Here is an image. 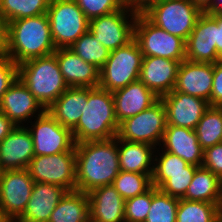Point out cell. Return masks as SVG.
Instances as JSON below:
<instances>
[{"mask_svg": "<svg viewBox=\"0 0 222 222\" xmlns=\"http://www.w3.org/2000/svg\"><path fill=\"white\" fill-rule=\"evenodd\" d=\"M76 191L112 185L119 174L118 137L75 144Z\"/></svg>", "mask_w": 222, "mask_h": 222, "instance_id": "cell-1", "label": "cell"}, {"mask_svg": "<svg viewBox=\"0 0 222 222\" xmlns=\"http://www.w3.org/2000/svg\"><path fill=\"white\" fill-rule=\"evenodd\" d=\"M55 50L47 14L8 22L7 57L17 65Z\"/></svg>", "mask_w": 222, "mask_h": 222, "instance_id": "cell-2", "label": "cell"}, {"mask_svg": "<svg viewBox=\"0 0 222 222\" xmlns=\"http://www.w3.org/2000/svg\"><path fill=\"white\" fill-rule=\"evenodd\" d=\"M118 128L112 92L100 87L88 88L87 103H84L80 120L72 130L75 144L114 138Z\"/></svg>", "mask_w": 222, "mask_h": 222, "instance_id": "cell-3", "label": "cell"}, {"mask_svg": "<svg viewBox=\"0 0 222 222\" xmlns=\"http://www.w3.org/2000/svg\"><path fill=\"white\" fill-rule=\"evenodd\" d=\"M18 78L46 110L68 88L54 53L19 64Z\"/></svg>", "mask_w": 222, "mask_h": 222, "instance_id": "cell-4", "label": "cell"}, {"mask_svg": "<svg viewBox=\"0 0 222 222\" xmlns=\"http://www.w3.org/2000/svg\"><path fill=\"white\" fill-rule=\"evenodd\" d=\"M141 12L153 24L185 42L203 13L191 0H156Z\"/></svg>", "mask_w": 222, "mask_h": 222, "instance_id": "cell-5", "label": "cell"}, {"mask_svg": "<svg viewBox=\"0 0 222 222\" xmlns=\"http://www.w3.org/2000/svg\"><path fill=\"white\" fill-rule=\"evenodd\" d=\"M143 54L135 39L125 46L110 51L99 73V87L109 92L139 80Z\"/></svg>", "mask_w": 222, "mask_h": 222, "instance_id": "cell-6", "label": "cell"}, {"mask_svg": "<svg viewBox=\"0 0 222 222\" xmlns=\"http://www.w3.org/2000/svg\"><path fill=\"white\" fill-rule=\"evenodd\" d=\"M46 14L56 49L69 48L89 30V20L75 0H50Z\"/></svg>", "mask_w": 222, "mask_h": 222, "instance_id": "cell-7", "label": "cell"}, {"mask_svg": "<svg viewBox=\"0 0 222 222\" xmlns=\"http://www.w3.org/2000/svg\"><path fill=\"white\" fill-rule=\"evenodd\" d=\"M134 39L143 57H163L182 62L186 59V42L153 24L142 12H138Z\"/></svg>", "mask_w": 222, "mask_h": 222, "instance_id": "cell-8", "label": "cell"}, {"mask_svg": "<svg viewBox=\"0 0 222 222\" xmlns=\"http://www.w3.org/2000/svg\"><path fill=\"white\" fill-rule=\"evenodd\" d=\"M167 127L166 109L161 99L141 113L119 123L117 137L159 147Z\"/></svg>", "mask_w": 222, "mask_h": 222, "instance_id": "cell-9", "label": "cell"}, {"mask_svg": "<svg viewBox=\"0 0 222 222\" xmlns=\"http://www.w3.org/2000/svg\"><path fill=\"white\" fill-rule=\"evenodd\" d=\"M27 170L34 182L55 184L76 191V152L34 156Z\"/></svg>", "mask_w": 222, "mask_h": 222, "instance_id": "cell-10", "label": "cell"}, {"mask_svg": "<svg viewBox=\"0 0 222 222\" xmlns=\"http://www.w3.org/2000/svg\"><path fill=\"white\" fill-rule=\"evenodd\" d=\"M138 11L124 6L111 14L89 21V32L109 51L125 46L134 39Z\"/></svg>", "mask_w": 222, "mask_h": 222, "instance_id": "cell-11", "label": "cell"}, {"mask_svg": "<svg viewBox=\"0 0 222 222\" xmlns=\"http://www.w3.org/2000/svg\"><path fill=\"white\" fill-rule=\"evenodd\" d=\"M33 120L26 127L33 139L35 156L75 151L72 131L59 124L48 111Z\"/></svg>", "mask_w": 222, "mask_h": 222, "instance_id": "cell-12", "label": "cell"}, {"mask_svg": "<svg viewBox=\"0 0 222 222\" xmlns=\"http://www.w3.org/2000/svg\"><path fill=\"white\" fill-rule=\"evenodd\" d=\"M34 183L27 169L6 170L0 175V207L13 222L23 214Z\"/></svg>", "mask_w": 222, "mask_h": 222, "instance_id": "cell-13", "label": "cell"}, {"mask_svg": "<svg viewBox=\"0 0 222 222\" xmlns=\"http://www.w3.org/2000/svg\"><path fill=\"white\" fill-rule=\"evenodd\" d=\"M46 111L18 78L2 96L0 112L16 126H25Z\"/></svg>", "mask_w": 222, "mask_h": 222, "instance_id": "cell-14", "label": "cell"}, {"mask_svg": "<svg viewBox=\"0 0 222 222\" xmlns=\"http://www.w3.org/2000/svg\"><path fill=\"white\" fill-rule=\"evenodd\" d=\"M165 109L167 125L195 130L204 112L210 107L209 101L183 92H170L160 97Z\"/></svg>", "mask_w": 222, "mask_h": 222, "instance_id": "cell-15", "label": "cell"}, {"mask_svg": "<svg viewBox=\"0 0 222 222\" xmlns=\"http://www.w3.org/2000/svg\"><path fill=\"white\" fill-rule=\"evenodd\" d=\"M217 20L203 12L186 40V59L192 62L212 63L220 60L216 49Z\"/></svg>", "mask_w": 222, "mask_h": 222, "instance_id": "cell-16", "label": "cell"}, {"mask_svg": "<svg viewBox=\"0 0 222 222\" xmlns=\"http://www.w3.org/2000/svg\"><path fill=\"white\" fill-rule=\"evenodd\" d=\"M214 64L192 62L187 59L180 63L176 84L172 92H183L209 101L213 84Z\"/></svg>", "mask_w": 222, "mask_h": 222, "instance_id": "cell-17", "label": "cell"}, {"mask_svg": "<svg viewBox=\"0 0 222 222\" xmlns=\"http://www.w3.org/2000/svg\"><path fill=\"white\" fill-rule=\"evenodd\" d=\"M34 156L33 139L25 125L16 126L0 142V166L3 171L27 169Z\"/></svg>", "mask_w": 222, "mask_h": 222, "instance_id": "cell-18", "label": "cell"}, {"mask_svg": "<svg viewBox=\"0 0 222 222\" xmlns=\"http://www.w3.org/2000/svg\"><path fill=\"white\" fill-rule=\"evenodd\" d=\"M180 63L163 57H143L139 80L160 98L174 90Z\"/></svg>", "mask_w": 222, "mask_h": 222, "instance_id": "cell-19", "label": "cell"}, {"mask_svg": "<svg viewBox=\"0 0 222 222\" xmlns=\"http://www.w3.org/2000/svg\"><path fill=\"white\" fill-rule=\"evenodd\" d=\"M67 192L59 185L35 182L25 210L15 222H48Z\"/></svg>", "mask_w": 222, "mask_h": 222, "instance_id": "cell-20", "label": "cell"}, {"mask_svg": "<svg viewBox=\"0 0 222 222\" xmlns=\"http://www.w3.org/2000/svg\"><path fill=\"white\" fill-rule=\"evenodd\" d=\"M159 148L179 156L189 164L202 166L204 150L195 130L167 125Z\"/></svg>", "mask_w": 222, "mask_h": 222, "instance_id": "cell-21", "label": "cell"}, {"mask_svg": "<svg viewBox=\"0 0 222 222\" xmlns=\"http://www.w3.org/2000/svg\"><path fill=\"white\" fill-rule=\"evenodd\" d=\"M54 54L68 87H99L100 70L82 60L69 48L56 49Z\"/></svg>", "mask_w": 222, "mask_h": 222, "instance_id": "cell-22", "label": "cell"}, {"mask_svg": "<svg viewBox=\"0 0 222 222\" xmlns=\"http://www.w3.org/2000/svg\"><path fill=\"white\" fill-rule=\"evenodd\" d=\"M118 123L151 107L160 98L140 80L112 92Z\"/></svg>", "mask_w": 222, "mask_h": 222, "instance_id": "cell-23", "label": "cell"}, {"mask_svg": "<svg viewBox=\"0 0 222 222\" xmlns=\"http://www.w3.org/2000/svg\"><path fill=\"white\" fill-rule=\"evenodd\" d=\"M89 221L125 222V200L113 185L94 188L89 193Z\"/></svg>", "mask_w": 222, "mask_h": 222, "instance_id": "cell-24", "label": "cell"}, {"mask_svg": "<svg viewBox=\"0 0 222 222\" xmlns=\"http://www.w3.org/2000/svg\"><path fill=\"white\" fill-rule=\"evenodd\" d=\"M87 99L88 88L68 87L46 111L59 124L72 131L80 120Z\"/></svg>", "mask_w": 222, "mask_h": 222, "instance_id": "cell-25", "label": "cell"}, {"mask_svg": "<svg viewBox=\"0 0 222 222\" xmlns=\"http://www.w3.org/2000/svg\"><path fill=\"white\" fill-rule=\"evenodd\" d=\"M156 147L142 142H131L118 138L120 170L148 174L152 177Z\"/></svg>", "mask_w": 222, "mask_h": 222, "instance_id": "cell-26", "label": "cell"}, {"mask_svg": "<svg viewBox=\"0 0 222 222\" xmlns=\"http://www.w3.org/2000/svg\"><path fill=\"white\" fill-rule=\"evenodd\" d=\"M183 199L215 203L222 208V180L211 170L198 167Z\"/></svg>", "mask_w": 222, "mask_h": 222, "instance_id": "cell-27", "label": "cell"}, {"mask_svg": "<svg viewBox=\"0 0 222 222\" xmlns=\"http://www.w3.org/2000/svg\"><path fill=\"white\" fill-rule=\"evenodd\" d=\"M89 197L79 191L67 192L51 213L48 222H88Z\"/></svg>", "mask_w": 222, "mask_h": 222, "instance_id": "cell-28", "label": "cell"}, {"mask_svg": "<svg viewBox=\"0 0 222 222\" xmlns=\"http://www.w3.org/2000/svg\"><path fill=\"white\" fill-rule=\"evenodd\" d=\"M197 168L196 165L188 164L185 171L153 172L152 186L172 197L181 199L185 196Z\"/></svg>", "mask_w": 222, "mask_h": 222, "instance_id": "cell-29", "label": "cell"}, {"mask_svg": "<svg viewBox=\"0 0 222 222\" xmlns=\"http://www.w3.org/2000/svg\"><path fill=\"white\" fill-rule=\"evenodd\" d=\"M203 150L222 143V107L210 106L195 128Z\"/></svg>", "mask_w": 222, "mask_h": 222, "instance_id": "cell-30", "label": "cell"}, {"mask_svg": "<svg viewBox=\"0 0 222 222\" xmlns=\"http://www.w3.org/2000/svg\"><path fill=\"white\" fill-rule=\"evenodd\" d=\"M222 213V208L202 201L179 199L176 222H212Z\"/></svg>", "mask_w": 222, "mask_h": 222, "instance_id": "cell-31", "label": "cell"}, {"mask_svg": "<svg viewBox=\"0 0 222 222\" xmlns=\"http://www.w3.org/2000/svg\"><path fill=\"white\" fill-rule=\"evenodd\" d=\"M50 0H0V16L8 23L46 14Z\"/></svg>", "mask_w": 222, "mask_h": 222, "instance_id": "cell-32", "label": "cell"}, {"mask_svg": "<svg viewBox=\"0 0 222 222\" xmlns=\"http://www.w3.org/2000/svg\"><path fill=\"white\" fill-rule=\"evenodd\" d=\"M69 49L99 70L106 63L110 54V51L100 41H97L89 31L76 40Z\"/></svg>", "mask_w": 222, "mask_h": 222, "instance_id": "cell-33", "label": "cell"}, {"mask_svg": "<svg viewBox=\"0 0 222 222\" xmlns=\"http://www.w3.org/2000/svg\"><path fill=\"white\" fill-rule=\"evenodd\" d=\"M179 199L152 186V203L145 222H176Z\"/></svg>", "mask_w": 222, "mask_h": 222, "instance_id": "cell-34", "label": "cell"}, {"mask_svg": "<svg viewBox=\"0 0 222 222\" xmlns=\"http://www.w3.org/2000/svg\"><path fill=\"white\" fill-rule=\"evenodd\" d=\"M112 185L127 200L148 191L152 187V177L143 173L120 171Z\"/></svg>", "mask_w": 222, "mask_h": 222, "instance_id": "cell-35", "label": "cell"}, {"mask_svg": "<svg viewBox=\"0 0 222 222\" xmlns=\"http://www.w3.org/2000/svg\"><path fill=\"white\" fill-rule=\"evenodd\" d=\"M152 203V187L141 195L125 200V222H145Z\"/></svg>", "mask_w": 222, "mask_h": 222, "instance_id": "cell-36", "label": "cell"}, {"mask_svg": "<svg viewBox=\"0 0 222 222\" xmlns=\"http://www.w3.org/2000/svg\"><path fill=\"white\" fill-rule=\"evenodd\" d=\"M86 18L91 19L116 12L125 6L123 0H75Z\"/></svg>", "mask_w": 222, "mask_h": 222, "instance_id": "cell-37", "label": "cell"}, {"mask_svg": "<svg viewBox=\"0 0 222 222\" xmlns=\"http://www.w3.org/2000/svg\"><path fill=\"white\" fill-rule=\"evenodd\" d=\"M156 151H155V156H154L153 172L185 171V167L189 164L186 161H184L182 158H180L179 156H176L172 153L161 150L159 147L156 148Z\"/></svg>", "mask_w": 222, "mask_h": 222, "instance_id": "cell-38", "label": "cell"}, {"mask_svg": "<svg viewBox=\"0 0 222 222\" xmlns=\"http://www.w3.org/2000/svg\"><path fill=\"white\" fill-rule=\"evenodd\" d=\"M18 79V65L10 58H0V102L9 87Z\"/></svg>", "mask_w": 222, "mask_h": 222, "instance_id": "cell-39", "label": "cell"}, {"mask_svg": "<svg viewBox=\"0 0 222 222\" xmlns=\"http://www.w3.org/2000/svg\"><path fill=\"white\" fill-rule=\"evenodd\" d=\"M202 167L211 170L222 180V143L204 150Z\"/></svg>", "mask_w": 222, "mask_h": 222, "instance_id": "cell-40", "label": "cell"}, {"mask_svg": "<svg viewBox=\"0 0 222 222\" xmlns=\"http://www.w3.org/2000/svg\"><path fill=\"white\" fill-rule=\"evenodd\" d=\"M210 106L222 107V58L214 63Z\"/></svg>", "mask_w": 222, "mask_h": 222, "instance_id": "cell-41", "label": "cell"}, {"mask_svg": "<svg viewBox=\"0 0 222 222\" xmlns=\"http://www.w3.org/2000/svg\"><path fill=\"white\" fill-rule=\"evenodd\" d=\"M8 23L0 16V58L7 57Z\"/></svg>", "mask_w": 222, "mask_h": 222, "instance_id": "cell-42", "label": "cell"}, {"mask_svg": "<svg viewBox=\"0 0 222 222\" xmlns=\"http://www.w3.org/2000/svg\"><path fill=\"white\" fill-rule=\"evenodd\" d=\"M16 127L4 113L0 112V142Z\"/></svg>", "mask_w": 222, "mask_h": 222, "instance_id": "cell-43", "label": "cell"}, {"mask_svg": "<svg viewBox=\"0 0 222 222\" xmlns=\"http://www.w3.org/2000/svg\"><path fill=\"white\" fill-rule=\"evenodd\" d=\"M217 20L216 49L217 54L222 58V14H211Z\"/></svg>", "mask_w": 222, "mask_h": 222, "instance_id": "cell-44", "label": "cell"}, {"mask_svg": "<svg viewBox=\"0 0 222 222\" xmlns=\"http://www.w3.org/2000/svg\"><path fill=\"white\" fill-rule=\"evenodd\" d=\"M154 1L156 0H123L126 6L133 8L138 12L143 11L150 3Z\"/></svg>", "mask_w": 222, "mask_h": 222, "instance_id": "cell-45", "label": "cell"}, {"mask_svg": "<svg viewBox=\"0 0 222 222\" xmlns=\"http://www.w3.org/2000/svg\"><path fill=\"white\" fill-rule=\"evenodd\" d=\"M205 12L208 14H222V0H214L213 4Z\"/></svg>", "mask_w": 222, "mask_h": 222, "instance_id": "cell-46", "label": "cell"}, {"mask_svg": "<svg viewBox=\"0 0 222 222\" xmlns=\"http://www.w3.org/2000/svg\"><path fill=\"white\" fill-rule=\"evenodd\" d=\"M203 12H205L214 2V0H191Z\"/></svg>", "mask_w": 222, "mask_h": 222, "instance_id": "cell-47", "label": "cell"}, {"mask_svg": "<svg viewBox=\"0 0 222 222\" xmlns=\"http://www.w3.org/2000/svg\"><path fill=\"white\" fill-rule=\"evenodd\" d=\"M0 222H13L0 207Z\"/></svg>", "mask_w": 222, "mask_h": 222, "instance_id": "cell-48", "label": "cell"}, {"mask_svg": "<svg viewBox=\"0 0 222 222\" xmlns=\"http://www.w3.org/2000/svg\"><path fill=\"white\" fill-rule=\"evenodd\" d=\"M212 222H222V213Z\"/></svg>", "mask_w": 222, "mask_h": 222, "instance_id": "cell-49", "label": "cell"}, {"mask_svg": "<svg viewBox=\"0 0 222 222\" xmlns=\"http://www.w3.org/2000/svg\"><path fill=\"white\" fill-rule=\"evenodd\" d=\"M3 173V170L1 169V166H0V175Z\"/></svg>", "mask_w": 222, "mask_h": 222, "instance_id": "cell-50", "label": "cell"}]
</instances>
